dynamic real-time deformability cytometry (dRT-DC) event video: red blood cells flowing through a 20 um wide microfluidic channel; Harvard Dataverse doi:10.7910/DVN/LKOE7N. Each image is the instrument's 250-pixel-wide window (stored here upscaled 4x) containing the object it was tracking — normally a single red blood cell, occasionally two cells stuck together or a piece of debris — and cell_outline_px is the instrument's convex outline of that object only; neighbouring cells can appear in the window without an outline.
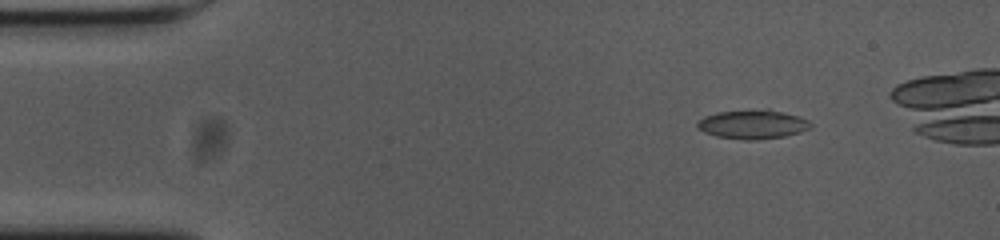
{"species": "common noctule bat (a hibernating species)", "species_latin": "Nyctalus noctula", "temperature_condition": "cold", "stored_images_in_passage": 49, "camera_frame_rate_fps": 3000, "um_per_image_px": 0.085, "animal": {"sex": "female", "body_mass_g": 23.0, "forearm_length_mm": 53.4}, "frame": {"image": 1, "passage_image": 7, "time_ms": 2.0, "image_size_px": [1000, 240], "cell_outline_px": [[808, 128], [784, 136], [720, 136], [708, 132], [700, 128], [696, 124], [700, 120], [708, 116], [720, 112], [768, 108], [796, 116], [804, 120], [808, 124]], "centroid_in_image_um": [63.97, 10.48], "position_along_channel_um": 21.0, "area_um2": 17.17}}
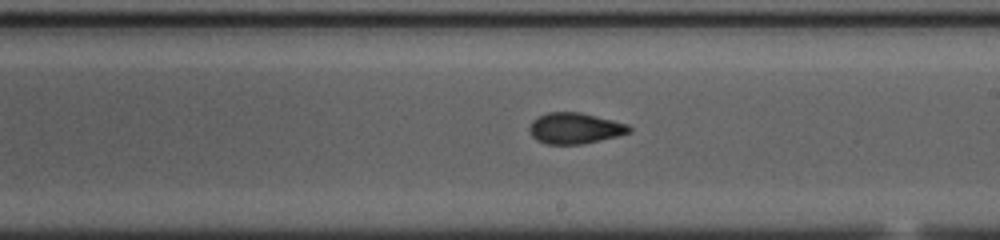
{"frame": {"image": 2, "passage_image": 31, "time_ms": 10.0, "image_size_px": [1000, 240], "cell_outline_px": [[632, 128], [628, 132], [616, 136], [580, 144], [548, 144], [532, 136], [528, 128], [532, 120], [548, 112], [580, 112], [628, 124]], "centroid_in_image_um": [48.84, 10.89], "position_along_channel_um": 240.2, "area_um2": 17.63}}
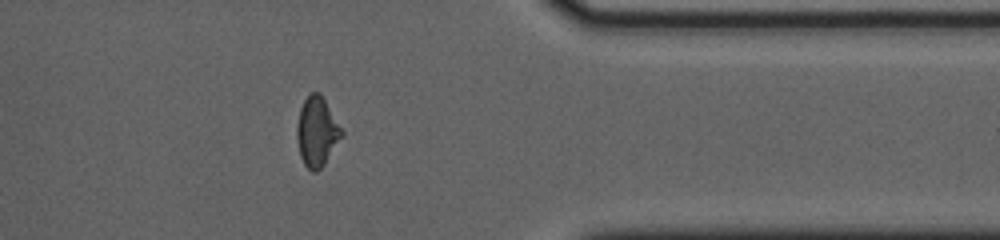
{"frame": {"image": 3, "passage_image": 44, "time_ms": 14.333, "image_size_px": [1000, 240], "cell_outline_px": [[344, 136], [324, 164], [316, 172], [312, 172], [304, 164], [300, 156], [296, 136], [296, 128], [300, 108], [304, 100], [312, 92], [320, 92], [344, 132]], "centroid_in_image_um": [26.94, 11.2], "position_along_channel_um": 384.5, "area_um2": 18.21}, "authors_computed_cell_mechanics": {"area_um2": 17.3978, "velocity_mm_per_s": 3.6999, "shape_relaxation_time_tau1_ms": 3.3898, "shape_relaxation_time_tau2_ms": 1.9772, "deformation_change_tau1": 0.131, "deformation_change_tau2": 0.0831}}